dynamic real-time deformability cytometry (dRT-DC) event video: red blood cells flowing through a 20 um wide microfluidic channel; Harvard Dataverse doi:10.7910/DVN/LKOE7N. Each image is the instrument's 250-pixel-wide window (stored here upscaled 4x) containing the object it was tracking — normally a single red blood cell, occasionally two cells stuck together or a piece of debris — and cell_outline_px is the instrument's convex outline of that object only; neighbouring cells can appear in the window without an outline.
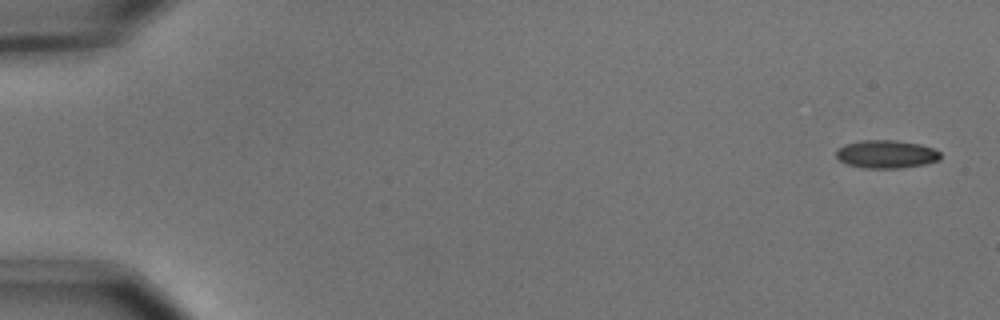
{"species": "common noctule bat (a hibernating species)", "species_latin": "Nyctalus noctula", "temperature_condition": "cold", "stored_images_in_passage": 5, "camera_frame_rate_fps": 3000, "um_per_image_px": 0.085, "animal": {"sex": "male", "body_mass_g": 15.6}, "frame": {"image": 1, "passage_image": 1, "time_ms": 0.0, "image_size_px": [1000, 320], "cell_outline_px": [[940, 160], [924, 164], [900, 168], [864, 168], [848, 164], [840, 160], [836, 156], [836, 148], [844, 144], [860, 140], [896, 140], [920, 144], [932, 148], [940, 152]], "centroid_in_image_um": [75.31, 13.09], "position_along_channel_um": 9.7, "area_um2": 17.11}}
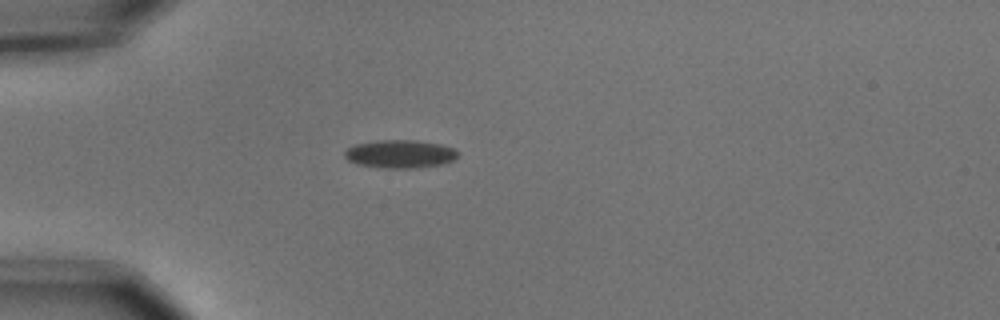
{"frame": {"image": 2, "passage_image": 5, "time_ms": 1.333, "image_size_px": [1000, 320], "cell_outline_px": [[456, 156], [452, 160], [440, 164], [416, 168], [380, 168], [356, 164], [348, 160], [344, 156], [344, 152], [348, 148], [356, 144], [376, 140], [416, 140], [440, 144], [452, 148], [456, 152]], "centroid_in_image_um": [33.94, 13.09], "position_along_channel_um": 51.1, "area_um2": 18.44}}